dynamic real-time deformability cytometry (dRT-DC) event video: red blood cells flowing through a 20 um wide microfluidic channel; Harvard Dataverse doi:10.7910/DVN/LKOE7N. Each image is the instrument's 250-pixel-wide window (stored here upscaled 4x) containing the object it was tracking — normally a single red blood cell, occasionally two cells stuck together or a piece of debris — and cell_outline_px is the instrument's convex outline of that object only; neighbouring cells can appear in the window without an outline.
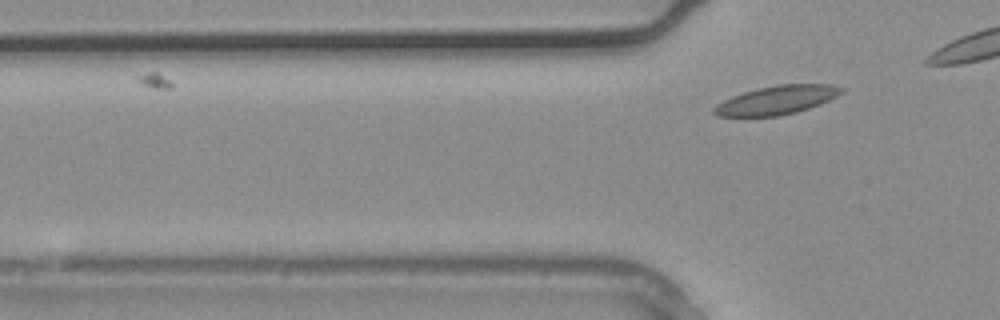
{"species": "common noctule bat (a hibernating species)", "species_latin": "Nyctalus noctula", "temperature_condition": "warm", "stored_images_in_passage": 5, "camera_frame_rate_fps": 3000, "um_per_image_px": 0.085, "animal": {"sex": "male", "body_mass_g": 20.4}, "frame": {"image": 1, "passage_image": 5, "time_ms": 1.333, "image_size_px": [1000, 320], "cell_outline_px": [[844, 92], [820, 104], [796, 112], [780, 116], [716, 116], [712, 112], [712, 108], [716, 104], [732, 96], [744, 92], [760, 88], [780, 84], [832, 84], [844, 88]], "centroid_in_image_um": [66.02, 8.51], "position_along_channel_um": 59.8, "area_um2": 21.21}}